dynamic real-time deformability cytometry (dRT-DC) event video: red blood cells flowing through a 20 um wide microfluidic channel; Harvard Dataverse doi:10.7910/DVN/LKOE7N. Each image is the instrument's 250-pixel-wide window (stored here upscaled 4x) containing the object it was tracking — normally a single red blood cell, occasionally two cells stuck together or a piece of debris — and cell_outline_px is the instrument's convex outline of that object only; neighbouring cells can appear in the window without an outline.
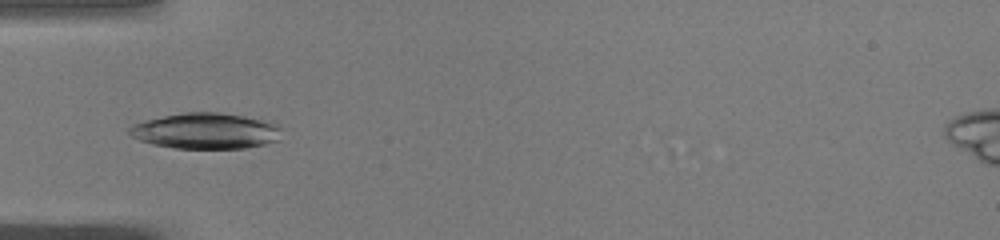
{"species": "common noctule bat (a hibernating species)", "species_latin": "Nyctalus noctula", "temperature_condition": "warm", "stored_images_in_passage": 30, "segment_of_instrument_passage": [1, 2], "camera_frame_rate_fps": 3000, "um_per_image_px": 0.085, "animal": {"sex": "male", "body_mass_g": 19.0, "forearm_length_mm": 50.8}, "frame": {"image": 1, "passage_image": 5, "time_ms": 1.333, "image_size_px": [1000, 240], "cell_outline_px": [[280, 140], [264, 144], [244, 148], [176, 148], [152, 144], [140, 140], [132, 136], [128, 132], [128, 128], [132, 124], [144, 120], [184, 112], [216, 112], [260, 116], [272, 120], [280, 128]], "centroid_in_image_um": [17.56, 11.1], "position_along_channel_um": 67.4, "area_um2": 32.43}}